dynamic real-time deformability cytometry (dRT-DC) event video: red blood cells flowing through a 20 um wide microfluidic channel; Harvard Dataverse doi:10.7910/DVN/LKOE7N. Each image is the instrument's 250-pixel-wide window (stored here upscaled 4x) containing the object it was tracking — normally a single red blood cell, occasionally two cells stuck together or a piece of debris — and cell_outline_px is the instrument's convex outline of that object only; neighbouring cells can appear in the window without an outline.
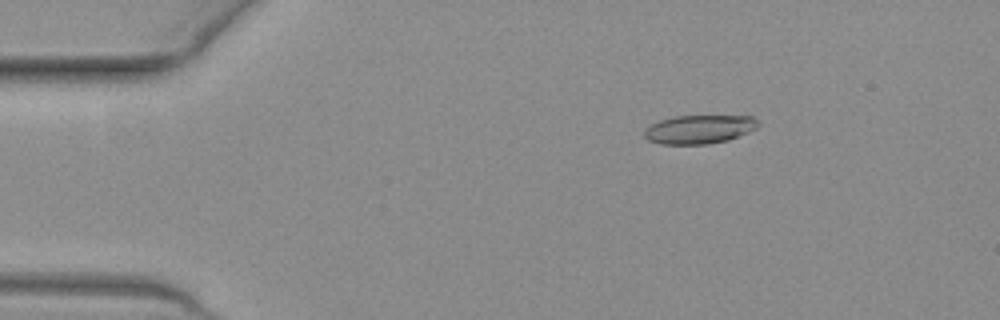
{"species": "common noctule bat (a hibernating species)", "species_latin": "Nyctalus noctula", "temperature_condition": "warm", "stored_images_in_passage": 52, "camera_frame_rate_fps": 3000, "um_per_image_px": 0.085, "animal": {"sex": "female", "body_mass_g": 19.3, "forearm_length_mm": 54.1}, "frame": {"image": 1, "passage_image": 8, "time_ms": 2.333, "image_size_px": [1000, 320], "cell_outline_px": [[760, 124], [756, 128], [748, 132], [728, 140], [708, 144], [660, 144], [648, 140], [644, 136], [644, 128], [660, 120], [676, 116], [752, 116]], "centroid_in_image_um": [59.41, 10.99], "position_along_channel_um": 25.6, "area_um2": 18.96}}
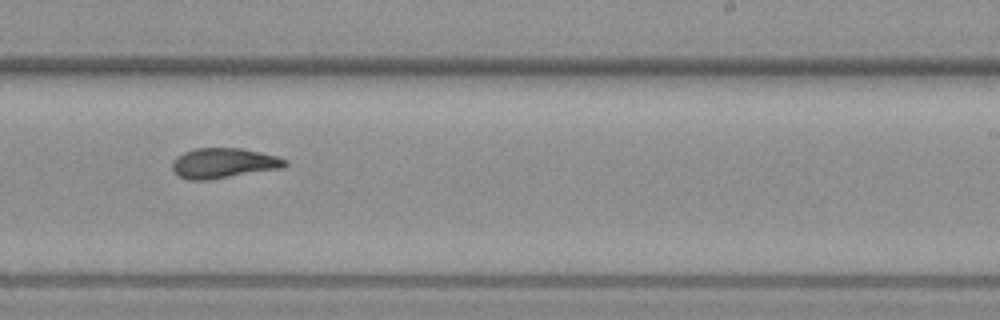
{"frame": {"image": 2, "passage_image": 32, "time_ms": 10.333, "image_size_px": [1000, 320], "cell_outline_px": [[288, 164], [284, 168], [208, 180], [188, 180], [176, 176], [172, 168], [172, 160], [176, 156], [184, 152], [196, 148], [240, 148], [260, 152], [276, 156], [288, 160]], "centroid_in_image_um": [18.98, 13.87], "position_along_channel_um": 270.0, "area_um2": 20.06}}
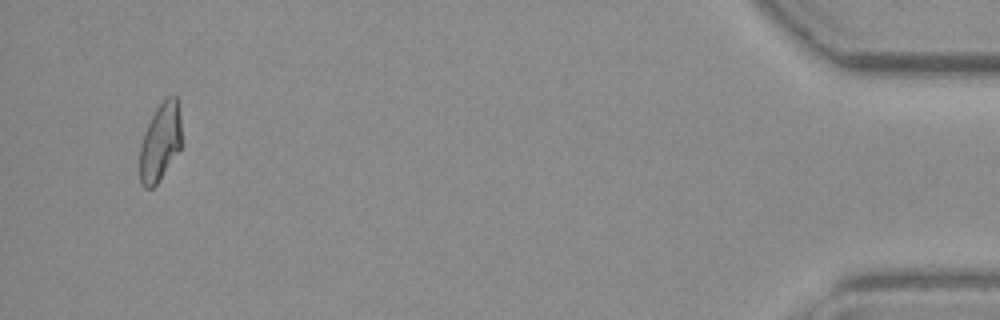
{"frame": {"image": 3, "passage_image": 50, "time_ms": 16.333, "image_size_px": [1000, 320], "cell_outline_px": [[180, 148], [156, 184], [152, 188], [144, 188], [140, 184], [140, 144], [144, 132], [156, 108], [168, 96], [176, 96], [180, 116]], "centroid_in_image_um": [13.59, 12.08], "position_along_channel_um": 421.6, "area_um2": 18.55}, "authors_computed_cell_mechanics": {"area_um2": 19.7387, "velocity_mm_per_s": 3.9348, "shape_relaxation_time_tau1_ms": null, "shape_relaxation_time_tau2_ms": 4.0169, "deformation_change_tau1": null, "deformation_change_tau2": 0.1327}}